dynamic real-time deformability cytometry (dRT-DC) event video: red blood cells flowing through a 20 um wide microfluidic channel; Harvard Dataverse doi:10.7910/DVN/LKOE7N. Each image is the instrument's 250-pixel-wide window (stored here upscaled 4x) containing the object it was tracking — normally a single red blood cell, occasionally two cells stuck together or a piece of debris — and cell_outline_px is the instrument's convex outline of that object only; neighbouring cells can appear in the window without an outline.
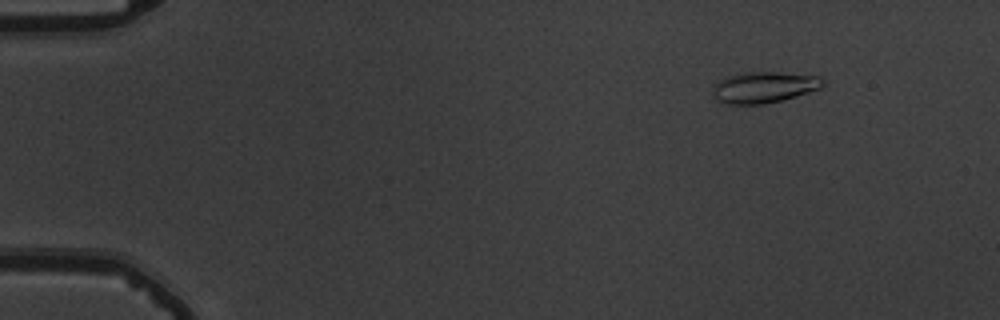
{"species": "common noctule bat (a hibernating species)", "species_latin": "Nyctalus noctula", "temperature_condition": "warm", "stored_images_in_passage": 49, "camera_frame_rate_fps": 3000, "um_per_image_px": 0.085, "animal": {"sex": "male", "body_mass_g": 19.5, "forearm_length_mm": 54.6}, "frame": {"image": 1, "passage_image": 1, "time_ms": 0.0, "image_size_px": [1000, 320], "cell_outline_px": [[824, 84], [820, 88], [796, 96], [764, 104], [728, 104], [716, 100], [712, 92], [712, 88], [724, 76], [744, 72], [780, 72], [820, 76], [824, 80]], "centroid_in_image_um": [64.92, 7.41], "position_along_channel_um": 20.1, "area_um2": 20.06}}
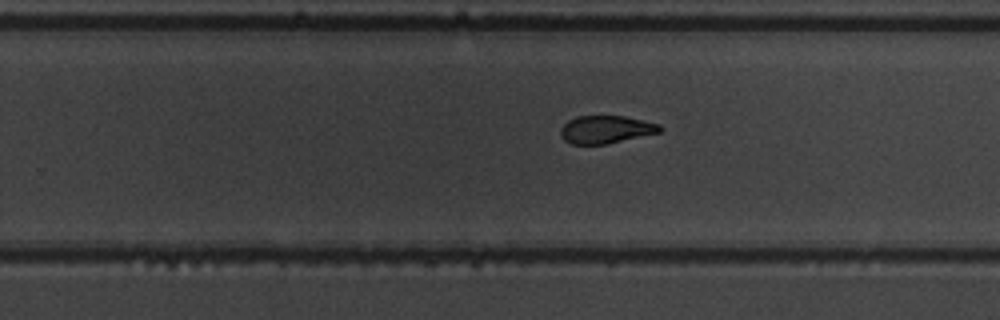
{"frame": {"image": 2, "passage_image": 30, "time_ms": 9.667, "image_size_px": [1000, 320], "cell_outline_px": [[664, 128], [660, 132], [608, 144], [572, 144], [564, 140], [560, 136], [560, 128], [568, 120], [576, 116], [624, 116], [660, 124]], "centroid_in_image_um": [51.49, 11.01], "position_along_channel_um": 278.3, "area_um2": 16.18}}
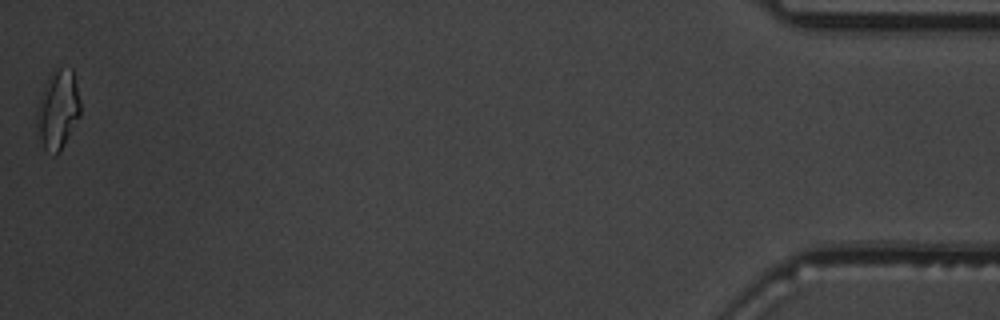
{"frame": {"image": 3, "passage_image": 49, "time_ms": 16.0, "image_size_px": [1000, 320], "cell_outline_px": [[80, 116], [60, 152], [56, 156], [52, 156], [44, 148], [36, 124], [36, 112], [48, 76], [56, 64], [72, 68], [80, 100]], "centroid_in_image_um": [4.93, 9.28], "position_along_channel_um": 430.3, "area_um2": 20.29}, "authors_computed_cell_mechanics": {"area_um2": 17.5134, "velocity_mm_per_s": 3.7835, "shape_relaxation_time_tau1_ms": 8.4725, "shape_relaxation_time_tau2_ms": 2.9134, "deformation_change_tau1": 0.2373, "deformation_change_tau2": 0.1066}}